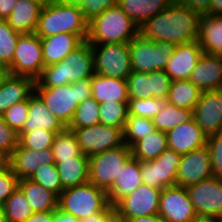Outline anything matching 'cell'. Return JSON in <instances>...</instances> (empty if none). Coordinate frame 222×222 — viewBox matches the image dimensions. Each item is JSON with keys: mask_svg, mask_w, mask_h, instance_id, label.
Masks as SVG:
<instances>
[{"mask_svg": "<svg viewBox=\"0 0 222 222\" xmlns=\"http://www.w3.org/2000/svg\"><path fill=\"white\" fill-rule=\"evenodd\" d=\"M166 134L168 149L174 150L181 155L204 147L208 137L194 118L189 122L176 126Z\"/></svg>", "mask_w": 222, "mask_h": 222, "instance_id": "cell-20", "label": "cell"}, {"mask_svg": "<svg viewBox=\"0 0 222 222\" xmlns=\"http://www.w3.org/2000/svg\"><path fill=\"white\" fill-rule=\"evenodd\" d=\"M25 222H52V211L33 212Z\"/></svg>", "mask_w": 222, "mask_h": 222, "instance_id": "cell-55", "label": "cell"}, {"mask_svg": "<svg viewBox=\"0 0 222 222\" xmlns=\"http://www.w3.org/2000/svg\"><path fill=\"white\" fill-rule=\"evenodd\" d=\"M124 220L125 222H166L164 218L159 214L144 217L128 218Z\"/></svg>", "mask_w": 222, "mask_h": 222, "instance_id": "cell-56", "label": "cell"}, {"mask_svg": "<svg viewBox=\"0 0 222 222\" xmlns=\"http://www.w3.org/2000/svg\"><path fill=\"white\" fill-rule=\"evenodd\" d=\"M131 157V148L125 143L117 148L90 156L89 182L108 191Z\"/></svg>", "mask_w": 222, "mask_h": 222, "instance_id": "cell-8", "label": "cell"}, {"mask_svg": "<svg viewBox=\"0 0 222 222\" xmlns=\"http://www.w3.org/2000/svg\"><path fill=\"white\" fill-rule=\"evenodd\" d=\"M201 92L190 79L173 80L170 85L167 102L179 108L194 110Z\"/></svg>", "mask_w": 222, "mask_h": 222, "instance_id": "cell-33", "label": "cell"}, {"mask_svg": "<svg viewBox=\"0 0 222 222\" xmlns=\"http://www.w3.org/2000/svg\"><path fill=\"white\" fill-rule=\"evenodd\" d=\"M175 0H117V4L140 28L149 18L155 16Z\"/></svg>", "mask_w": 222, "mask_h": 222, "instance_id": "cell-31", "label": "cell"}, {"mask_svg": "<svg viewBox=\"0 0 222 222\" xmlns=\"http://www.w3.org/2000/svg\"><path fill=\"white\" fill-rule=\"evenodd\" d=\"M200 15L175 0L170 6L149 18L139 33L151 41L177 44L197 40Z\"/></svg>", "mask_w": 222, "mask_h": 222, "instance_id": "cell-1", "label": "cell"}, {"mask_svg": "<svg viewBox=\"0 0 222 222\" xmlns=\"http://www.w3.org/2000/svg\"><path fill=\"white\" fill-rule=\"evenodd\" d=\"M94 73L126 80L132 73L128 43L91 45Z\"/></svg>", "mask_w": 222, "mask_h": 222, "instance_id": "cell-9", "label": "cell"}, {"mask_svg": "<svg viewBox=\"0 0 222 222\" xmlns=\"http://www.w3.org/2000/svg\"><path fill=\"white\" fill-rule=\"evenodd\" d=\"M52 151L55 161L73 159L82 154L76 135L69 128L56 133L52 144Z\"/></svg>", "mask_w": 222, "mask_h": 222, "instance_id": "cell-36", "label": "cell"}, {"mask_svg": "<svg viewBox=\"0 0 222 222\" xmlns=\"http://www.w3.org/2000/svg\"><path fill=\"white\" fill-rule=\"evenodd\" d=\"M193 117L207 136L222 133V91H202Z\"/></svg>", "mask_w": 222, "mask_h": 222, "instance_id": "cell-17", "label": "cell"}, {"mask_svg": "<svg viewBox=\"0 0 222 222\" xmlns=\"http://www.w3.org/2000/svg\"><path fill=\"white\" fill-rule=\"evenodd\" d=\"M167 149V134L155 130L145 138L138 140L131 147V154L132 157L139 161H150L157 159Z\"/></svg>", "mask_w": 222, "mask_h": 222, "instance_id": "cell-32", "label": "cell"}, {"mask_svg": "<svg viewBox=\"0 0 222 222\" xmlns=\"http://www.w3.org/2000/svg\"><path fill=\"white\" fill-rule=\"evenodd\" d=\"M99 106L92 96L79 103L67 128L79 129L100 124Z\"/></svg>", "mask_w": 222, "mask_h": 222, "instance_id": "cell-37", "label": "cell"}, {"mask_svg": "<svg viewBox=\"0 0 222 222\" xmlns=\"http://www.w3.org/2000/svg\"><path fill=\"white\" fill-rule=\"evenodd\" d=\"M88 22L80 6L55 2L42 8L35 34L45 38L60 33H71L87 41Z\"/></svg>", "mask_w": 222, "mask_h": 222, "instance_id": "cell-4", "label": "cell"}, {"mask_svg": "<svg viewBox=\"0 0 222 222\" xmlns=\"http://www.w3.org/2000/svg\"><path fill=\"white\" fill-rule=\"evenodd\" d=\"M3 208L6 222H25L33 213L19 187L3 203Z\"/></svg>", "mask_w": 222, "mask_h": 222, "instance_id": "cell-35", "label": "cell"}, {"mask_svg": "<svg viewBox=\"0 0 222 222\" xmlns=\"http://www.w3.org/2000/svg\"><path fill=\"white\" fill-rule=\"evenodd\" d=\"M46 107L66 127L69 126L79 103L92 96L91 78L51 88H34Z\"/></svg>", "mask_w": 222, "mask_h": 222, "instance_id": "cell-5", "label": "cell"}, {"mask_svg": "<svg viewBox=\"0 0 222 222\" xmlns=\"http://www.w3.org/2000/svg\"><path fill=\"white\" fill-rule=\"evenodd\" d=\"M18 0H0V19L6 20L11 14Z\"/></svg>", "mask_w": 222, "mask_h": 222, "instance_id": "cell-53", "label": "cell"}, {"mask_svg": "<svg viewBox=\"0 0 222 222\" xmlns=\"http://www.w3.org/2000/svg\"><path fill=\"white\" fill-rule=\"evenodd\" d=\"M160 193L161 190L142 183L114 208L124 219L155 215L159 211Z\"/></svg>", "mask_w": 222, "mask_h": 222, "instance_id": "cell-15", "label": "cell"}, {"mask_svg": "<svg viewBox=\"0 0 222 222\" xmlns=\"http://www.w3.org/2000/svg\"><path fill=\"white\" fill-rule=\"evenodd\" d=\"M197 41L204 53L222 55V16L201 15Z\"/></svg>", "mask_w": 222, "mask_h": 222, "instance_id": "cell-27", "label": "cell"}, {"mask_svg": "<svg viewBox=\"0 0 222 222\" xmlns=\"http://www.w3.org/2000/svg\"><path fill=\"white\" fill-rule=\"evenodd\" d=\"M126 81L129 99L151 98V79H149V73L132 71Z\"/></svg>", "mask_w": 222, "mask_h": 222, "instance_id": "cell-44", "label": "cell"}, {"mask_svg": "<svg viewBox=\"0 0 222 222\" xmlns=\"http://www.w3.org/2000/svg\"><path fill=\"white\" fill-rule=\"evenodd\" d=\"M28 113L29 99L15 103L13 106L8 108L2 114V116L4 121L9 125V127L19 133L28 118Z\"/></svg>", "mask_w": 222, "mask_h": 222, "instance_id": "cell-45", "label": "cell"}, {"mask_svg": "<svg viewBox=\"0 0 222 222\" xmlns=\"http://www.w3.org/2000/svg\"><path fill=\"white\" fill-rule=\"evenodd\" d=\"M34 1L40 4L42 7H46L51 4H54L55 2H58V0H34Z\"/></svg>", "mask_w": 222, "mask_h": 222, "instance_id": "cell-62", "label": "cell"}, {"mask_svg": "<svg viewBox=\"0 0 222 222\" xmlns=\"http://www.w3.org/2000/svg\"><path fill=\"white\" fill-rule=\"evenodd\" d=\"M210 16H222V0H212L210 4Z\"/></svg>", "mask_w": 222, "mask_h": 222, "instance_id": "cell-57", "label": "cell"}, {"mask_svg": "<svg viewBox=\"0 0 222 222\" xmlns=\"http://www.w3.org/2000/svg\"><path fill=\"white\" fill-rule=\"evenodd\" d=\"M115 4H117V0H88L80 8L84 17L89 21Z\"/></svg>", "mask_w": 222, "mask_h": 222, "instance_id": "cell-50", "label": "cell"}, {"mask_svg": "<svg viewBox=\"0 0 222 222\" xmlns=\"http://www.w3.org/2000/svg\"><path fill=\"white\" fill-rule=\"evenodd\" d=\"M193 118V110L179 108L167 103L164 110L157 114L152 121L156 130L167 133L176 126L189 122Z\"/></svg>", "mask_w": 222, "mask_h": 222, "instance_id": "cell-34", "label": "cell"}, {"mask_svg": "<svg viewBox=\"0 0 222 222\" xmlns=\"http://www.w3.org/2000/svg\"><path fill=\"white\" fill-rule=\"evenodd\" d=\"M111 207L107 191L90 182L64 189L58 196V209L79 220L106 213Z\"/></svg>", "mask_w": 222, "mask_h": 222, "instance_id": "cell-6", "label": "cell"}, {"mask_svg": "<svg viewBox=\"0 0 222 222\" xmlns=\"http://www.w3.org/2000/svg\"><path fill=\"white\" fill-rule=\"evenodd\" d=\"M44 68L41 38L35 33L21 34L14 52L9 74L34 79L40 77Z\"/></svg>", "mask_w": 222, "mask_h": 222, "instance_id": "cell-10", "label": "cell"}, {"mask_svg": "<svg viewBox=\"0 0 222 222\" xmlns=\"http://www.w3.org/2000/svg\"><path fill=\"white\" fill-rule=\"evenodd\" d=\"M37 128L59 133L67 127L50 112L41 97L34 91L29 97L28 118L19 133L35 131Z\"/></svg>", "mask_w": 222, "mask_h": 222, "instance_id": "cell-22", "label": "cell"}, {"mask_svg": "<svg viewBox=\"0 0 222 222\" xmlns=\"http://www.w3.org/2000/svg\"><path fill=\"white\" fill-rule=\"evenodd\" d=\"M203 54L199 42L177 44L173 54L169 57L164 71L173 80L189 79L192 70Z\"/></svg>", "mask_w": 222, "mask_h": 222, "instance_id": "cell-18", "label": "cell"}, {"mask_svg": "<svg viewBox=\"0 0 222 222\" xmlns=\"http://www.w3.org/2000/svg\"><path fill=\"white\" fill-rule=\"evenodd\" d=\"M84 155L88 157L124 144L123 130L104 124L71 129Z\"/></svg>", "mask_w": 222, "mask_h": 222, "instance_id": "cell-12", "label": "cell"}, {"mask_svg": "<svg viewBox=\"0 0 222 222\" xmlns=\"http://www.w3.org/2000/svg\"><path fill=\"white\" fill-rule=\"evenodd\" d=\"M63 189L89 182V157L83 153L63 161H55Z\"/></svg>", "mask_w": 222, "mask_h": 222, "instance_id": "cell-29", "label": "cell"}, {"mask_svg": "<svg viewBox=\"0 0 222 222\" xmlns=\"http://www.w3.org/2000/svg\"><path fill=\"white\" fill-rule=\"evenodd\" d=\"M21 34L14 30L7 20L0 19V61L7 67L13 61L16 44Z\"/></svg>", "mask_w": 222, "mask_h": 222, "instance_id": "cell-41", "label": "cell"}, {"mask_svg": "<svg viewBox=\"0 0 222 222\" xmlns=\"http://www.w3.org/2000/svg\"><path fill=\"white\" fill-rule=\"evenodd\" d=\"M52 222H79V219L57 208L55 211H52Z\"/></svg>", "mask_w": 222, "mask_h": 222, "instance_id": "cell-54", "label": "cell"}, {"mask_svg": "<svg viewBox=\"0 0 222 222\" xmlns=\"http://www.w3.org/2000/svg\"><path fill=\"white\" fill-rule=\"evenodd\" d=\"M167 103V99L165 98L129 99L127 104L128 115H135L152 120L164 110Z\"/></svg>", "mask_w": 222, "mask_h": 222, "instance_id": "cell-40", "label": "cell"}, {"mask_svg": "<svg viewBox=\"0 0 222 222\" xmlns=\"http://www.w3.org/2000/svg\"><path fill=\"white\" fill-rule=\"evenodd\" d=\"M128 102H104L99 106L100 124L116 127L124 130L127 115Z\"/></svg>", "mask_w": 222, "mask_h": 222, "instance_id": "cell-39", "label": "cell"}, {"mask_svg": "<svg viewBox=\"0 0 222 222\" xmlns=\"http://www.w3.org/2000/svg\"><path fill=\"white\" fill-rule=\"evenodd\" d=\"M94 74L92 46L84 41L64 60L43 68L34 88H51L79 82Z\"/></svg>", "mask_w": 222, "mask_h": 222, "instance_id": "cell-2", "label": "cell"}, {"mask_svg": "<svg viewBox=\"0 0 222 222\" xmlns=\"http://www.w3.org/2000/svg\"><path fill=\"white\" fill-rule=\"evenodd\" d=\"M158 214L166 222H191L197 216L187 188L178 185L161 190Z\"/></svg>", "mask_w": 222, "mask_h": 222, "instance_id": "cell-14", "label": "cell"}, {"mask_svg": "<svg viewBox=\"0 0 222 222\" xmlns=\"http://www.w3.org/2000/svg\"><path fill=\"white\" fill-rule=\"evenodd\" d=\"M91 94L99 104L111 101L128 102L129 100L126 80L97 73L91 76Z\"/></svg>", "mask_w": 222, "mask_h": 222, "instance_id": "cell-26", "label": "cell"}, {"mask_svg": "<svg viewBox=\"0 0 222 222\" xmlns=\"http://www.w3.org/2000/svg\"><path fill=\"white\" fill-rule=\"evenodd\" d=\"M18 184L19 178L14 174L11 166L0 172V204H3L18 188Z\"/></svg>", "mask_w": 222, "mask_h": 222, "instance_id": "cell-49", "label": "cell"}, {"mask_svg": "<svg viewBox=\"0 0 222 222\" xmlns=\"http://www.w3.org/2000/svg\"><path fill=\"white\" fill-rule=\"evenodd\" d=\"M29 179L42 185L57 196L64 190L55 164H46L40 167Z\"/></svg>", "mask_w": 222, "mask_h": 222, "instance_id": "cell-43", "label": "cell"}, {"mask_svg": "<svg viewBox=\"0 0 222 222\" xmlns=\"http://www.w3.org/2000/svg\"><path fill=\"white\" fill-rule=\"evenodd\" d=\"M155 130V126L151 119L127 115L123 130V141L131 148L138 140L145 138Z\"/></svg>", "mask_w": 222, "mask_h": 222, "instance_id": "cell-38", "label": "cell"}, {"mask_svg": "<svg viewBox=\"0 0 222 222\" xmlns=\"http://www.w3.org/2000/svg\"><path fill=\"white\" fill-rule=\"evenodd\" d=\"M142 184L140 161L131 157L116 177L112 187L107 191L108 199L114 207L122 198L134 192Z\"/></svg>", "mask_w": 222, "mask_h": 222, "instance_id": "cell-25", "label": "cell"}, {"mask_svg": "<svg viewBox=\"0 0 222 222\" xmlns=\"http://www.w3.org/2000/svg\"><path fill=\"white\" fill-rule=\"evenodd\" d=\"M0 222H6L3 204H0Z\"/></svg>", "mask_w": 222, "mask_h": 222, "instance_id": "cell-63", "label": "cell"}, {"mask_svg": "<svg viewBox=\"0 0 222 222\" xmlns=\"http://www.w3.org/2000/svg\"><path fill=\"white\" fill-rule=\"evenodd\" d=\"M19 143L30 150L39 151L47 148H52L55 132L37 128L35 131L26 133H18Z\"/></svg>", "mask_w": 222, "mask_h": 222, "instance_id": "cell-42", "label": "cell"}, {"mask_svg": "<svg viewBox=\"0 0 222 222\" xmlns=\"http://www.w3.org/2000/svg\"><path fill=\"white\" fill-rule=\"evenodd\" d=\"M180 158V153L167 149L157 159L140 161L142 183L159 190L176 185Z\"/></svg>", "mask_w": 222, "mask_h": 222, "instance_id": "cell-11", "label": "cell"}, {"mask_svg": "<svg viewBox=\"0 0 222 222\" xmlns=\"http://www.w3.org/2000/svg\"><path fill=\"white\" fill-rule=\"evenodd\" d=\"M88 0H58V2L63 4H72V5H78L82 6L84 3H86Z\"/></svg>", "mask_w": 222, "mask_h": 222, "instance_id": "cell-60", "label": "cell"}, {"mask_svg": "<svg viewBox=\"0 0 222 222\" xmlns=\"http://www.w3.org/2000/svg\"><path fill=\"white\" fill-rule=\"evenodd\" d=\"M42 8L34 0H18L6 20L14 30L22 34L35 33Z\"/></svg>", "mask_w": 222, "mask_h": 222, "instance_id": "cell-28", "label": "cell"}, {"mask_svg": "<svg viewBox=\"0 0 222 222\" xmlns=\"http://www.w3.org/2000/svg\"><path fill=\"white\" fill-rule=\"evenodd\" d=\"M189 79L201 91L220 90L222 88V55L203 52Z\"/></svg>", "mask_w": 222, "mask_h": 222, "instance_id": "cell-21", "label": "cell"}, {"mask_svg": "<svg viewBox=\"0 0 222 222\" xmlns=\"http://www.w3.org/2000/svg\"><path fill=\"white\" fill-rule=\"evenodd\" d=\"M18 187L22 190L33 212L55 211L58 208V196L37 182L29 178L21 179Z\"/></svg>", "mask_w": 222, "mask_h": 222, "instance_id": "cell-30", "label": "cell"}, {"mask_svg": "<svg viewBox=\"0 0 222 222\" xmlns=\"http://www.w3.org/2000/svg\"><path fill=\"white\" fill-rule=\"evenodd\" d=\"M36 81L25 76L8 74L0 81V114L15 103L29 99Z\"/></svg>", "mask_w": 222, "mask_h": 222, "instance_id": "cell-23", "label": "cell"}, {"mask_svg": "<svg viewBox=\"0 0 222 222\" xmlns=\"http://www.w3.org/2000/svg\"><path fill=\"white\" fill-rule=\"evenodd\" d=\"M84 41L75 34L60 33L41 38L44 67L59 63Z\"/></svg>", "mask_w": 222, "mask_h": 222, "instance_id": "cell-24", "label": "cell"}, {"mask_svg": "<svg viewBox=\"0 0 222 222\" xmlns=\"http://www.w3.org/2000/svg\"><path fill=\"white\" fill-rule=\"evenodd\" d=\"M46 164H55L52 148L34 151L18 143L10 157V166L19 180L30 178Z\"/></svg>", "mask_w": 222, "mask_h": 222, "instance_id": "cell-19", "label": "cell"}, {"mask_svg": "<svg viewBox=\"0 0 222 222\" xmlns=\"http://www.w3.org/2000/svg\"><path fill=\"white\" fill-rule=\"evenodd\" d=\"M191 222H219V218L213 216H196Z\"/></svg>", "mask_w": 222, "mask_h": 222, "instance_id": "cell-59", "label": "cell"}, {"mask_svg": "<svg viewBox=\"0 0 222 222\" xmlns=\"http://www.w3.org/2000/svg\"><path fill=\"white\" fill-rule=\"evenodd\" d=\"M212 176L211 159L206 145L181 155L176 175V185L187 187Z\"/></svg>", "mask_w": 222, "mask_h": 222, "instance_id": "cell-16", "label": "cell"}, {"mask_svg": "<svg viewBox=\"0 0 222 222\" xmlns=\"http://www.w3.org/2000/svg\"><path fill=\"white\" fill-rule=\"evenodd\" d=\"M139 34V27L115 4L88 22L87 41L91 45L129 43Z\"/></svg>", "mask_w": 222, "mask_h": 222, "instance_id": "cell-3", "label": "cell"}, {"mask_svg": "<svg viewBox=\"0 0 222 222\" xmlns=\"http://www.w3.org/2000/svg\"><path fill=\"white\" fill-rule=\"evenodd\" d=\"M181 5L201 15H208L212 0H177Z\"/></svg>", "mask_w": 222, "mask_h": 222, "instance_id": "cell-52", "label": "cell"}, {"mask_svg": "<svg viewBox=\"0 0 222 222\" xmlns=\"http://www.w3.org/2000/svg\"><path fill=\"white\" fill-rule=\"evenodd\" d=\"M18 143V133L9 127L0 114V150L11 157Z\"/></svg>", "mask_w": 222, "mask_h": 222, "instance_id": "cell-48", "label": "cell"}, {"mask_svg": "<svg viewBox=\"0 0 222 222\" xmlns=\"http://www.w3.org/2000/svg\"><path fill=\"white\" fill-rule=\"evenodd\" d=\"M79 222H125L114 207H111L106 213L90 215L79 220Z\"/></svg>", "mask_w": 222, "mask_h": 222, "instance_id": "cell-51", "label": "cell"}, {"mask_svg": "<svg viewBox=\"0 0 222 222\" xmlns=\"http://www.w3.org/2000/svg\"><path fill=\"white\" fill-rule=\"evenodd\" d=\"M132 71L150 73L164 70L176 44L166 41H151L140 33L129 43Z\"/></svg>", "mask_w": 222, "mask_h": 222, "instance_id": "cell-7", "label": "cell"}, {"mask_svg": "<svg viewBox=\"0 0 222 222\" xmlns=\"http://www.w3.org/2000/svg\"><path fill=\"white\" fill-rule=\"evenodd\" d=\"M9 74L8 67L0 61V81Z\"/></svg>", "mask_w": 222, "mask_h": 222, "instance_id": "cell-61", "label": "cell"}, {"mask_svg": "<svg viewBox=\"0 0 222 222\" xmlns=\"http://www.w3.org/2000/svg\"><path fill=\"white\" fill-rule=\"evenodd\" d=\"M198 216L222 218V178L212 176L186 187Z\"/></svg>", "mask_w": 222, "mask_h": 222, "instance_id": "cell-13", "label": "cell"}, {"mask_svg": "<svg viewBox=\"0 0 222 222\" xmlns=\"http://www.w3.org/2000/svg\"><path fill=\"white\" fill-rule=\"evenodd\" d=\"M151 79V97L167 99L172 79L164 70L149 73Z\"/></svg>", "mask_w": 222, "mask_h": 222, "instance_id": "cell-47", "label": "cell"}, {"mask_svg": "<svg viewBox=\"0 0 222 222\" xmlns=\"http://www.w3.org/2000/svg\"><path fill=\"white\" fill-rule=\"evenodd\" d=\"M10 166V157L0 150V172Z\"/></svg>", "mask_w": 222, "mask_h": 222, "instance_id": "cell-58", "label": "cell"}, {"mask_svg": "<svg viewBox=\"0 0 222 222\" xmlns=\"http://www.w3.org/2000/svg\"><path fill=\"white\" fill-rule=\"evenodd\" d=\"M213 176L222 178V133L207 137Z\"/></svg>", "mask_w": 222, "mask_h": 222, "instance_id": "cell-46", "label": "cell"}]
</instances>
